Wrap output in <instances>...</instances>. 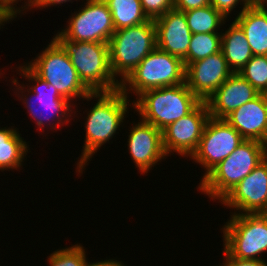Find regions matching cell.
<instances>
[{
	"label": "cell",
	"mask_w": 267,
	"mask_h": 266,
	"mask_svg": "<svg viewBox=\"0 0 267 266\" xmlns=\"http://www.w3.org/2000/svg\"><path fill=\"white\" fill-rule=\"evenodd\" d=\"M210 118L206 102L162 130V144L167 156L176 152L191 157L197 150L206 122Z\"/></svg>",
	"instance_id": "obj_12"
},
{
	"label": "cell",
	"mask_w": 267,
	"mask_h": 266,
	"mask_svg": "<svg viewBox=\"0 0 267 266\" xmlns=\"http://www.w3.org/2000/svg\"><path fill=\"white\" fill-rule=\"evenodd\" d=\"M211 5L210 0H174V9L185 12Z\"/></svg>",
	"instance_id": "obj_31"
},
{
	"label": "cell",
	"mask_w": 267,
	"mask_h": 266,
	"mask_svg": "<svg viewBox=\"0 0 267 266\" xmlns=\"http://www.w3.org/2000/svg\"><path fill=\"white\" fill-rule=\"evenodd\" d=\"M259 94H267V55L253 56L238 72Z\"/></svg>",
	"instance_id": "obj_25"
},
{
	"label": "cell",
	"mask_w": 267,
	"mask_h": 266,
	"mask_svg": "<svg viewBox=\"0 0 267 266\" xmlns=\"http://www.w3.org/2000/svg\"><path fill=\"white\" fill-rule=\"evenodd\" d=\"M219 202L233 214H267V158Z\"/></svg>",
	"instance_id": "obj_13"
},
{
	"label": "cell",
	"mask_w": 267,
	"mask_h": 266,
	"mask_svg": "<svg viewBox=\"0 0 267 266\" xmlns=\"http://www.w3.org/2000/svg\"><path fill=\"white\" fill-rule=\"evenodd\" d=\"M184 61L157 47L120 83V90L129 98L144 91L185 83Z\"/></svg>",
	"instance_id": "obj_7"
},
{
	"label": "cell",
	"mask_w": 267,
	"mask_h": 266,
	"mask_svg": "<svg viewBox=\"0 0 267 266\" xmlns=\"http://www.w3.org/2000/svg\"><path fill=\"white\" fill-rule=\"evenodd\" d=\"M68 25L53 36L57 41L108 43L115 32L111 12L103 0H86Z\"/></svg>",
	"instance_id": "obj_10"
},
{
	"label": "cell",
	"mask_w": 267,
	"mask_h": 266,
	"mask_svg": "<svg viewBox=\"0 0 267 266\" xmlns=\"http://www.w3.org/2000/svg\"><path fill=\"white\" fill-rule=\"evenodd\" d=\"M78 244L51 253L47 259L49 266H87L85 247Z\"/></svg>",
	"instance_id": "obj_26"
},
{
	"label": "cell",
	"mask_w": 267,
	"mask_h": 266,
	"mask_svg": "<svg viewBox=\"0 0 267 266\" xmlns=\"http://www.w3.org/2000/svg\"><path fill=\"white\" fill-rule=\"evenodd\" d=\"M258 95V91L245 78L233 73L206 101L210 117L225 119Z\"/></svg>",
	"instance_id": "obj_17"
},
{
	"label": "cell",
	"mask_w": 267,
	"mask_h": 266,
	"mask_svg": "<svg viewBox=\"0 0 267 266\" xmlns=\"http://www.w3.org/2000/svg\"><path fill=\"white\" fill-rule=\"evenodd\" d=\"M222 227L223 249L232 257L264 260L267 252V214H231Z\"/></svg>",
	"instance_id": "obj_9"
},
{
	"label": "cell",
	"mask_w": 267,
	"mask_h": 266,
	"mask_svg": "<svg viewBox=\"0 0 267 266\" xmlns=\"http://www.w3.org/2000/svg\"><path fill=\"white\" fill-rule=\"evenodd\" d=\"M187 25L192 34L198 33H221L218 32L226 19L212 5L191 9L184 12Z\"/></svg>",
	"instance_id": "obj_23"
},
{
	"label": "cell",
	"mask_w": 267,
	"mask_h": 266,
	"mask_svg": "<svg viewBox=\"0 0 267 266\" xmlns=\"http://www.w3.org/2000/svg\"><path fill=\"white\" fill-rule=\"evenodd\" d=\"M234 21L244 31L252 54L267 55V9L266 6L249 5Z\"/></svg>",
	"instance_id": "obj_19"
},
{
	"label": "cell",
	"mask_w": 267,
	"mask_h": 266,
	"mask_svg": "<svg viewBox=\"0 0 267 266\" xmlns=\"http://www.w3.org/2000/svg\"><path fill=\"white\" fill-rule=\"evenodd\" d=\"M156 47L154 20L115 31L108 41L112 74L121 83Z\"/></svg>",
	"instance_id": "obj_6"
},
{
	"label": "cell",
	"mask_w": 267,
	"mask_h": 266,
	"mask_svg": "<svg viewBox=\"0 0 267 266\" xmlns=\"http://www.w3.org/2000/svg\"><path fill=\"white\" fill-rule=\"evenodd\" d=\"M144 14L155 20L174 8L173 0H140Z\"/></svg>",
	"instance_id": "obj_27"
},
{
	"label": "cell",
	"mask_w": 267,
	"mask_h": 266,
	"mask_svg": "<svg viewBox=\"0 0 267 266\" xmlns=\"http://www.w3.org/2000/svg\"><path fill=\"white\" fill-rule=\"evenodd\" d=\"M26 64L70 102L75 98L95 100V92L80 80L65 48L54 37L36 58Z\"/></svg>",
	"instance_id": "obj_5"
},
{
	"label": "cell",
	"mask_w": 267,
	"mask_h": 266,
	"mask_svg": "<svg viewBox=\"0 0 267 266\" xmlns=\"http://www.w3.org/2000/svg\"><path fill=\"white\" fill-rule=\"evenodd\" d=\"M233 74L223 52L210 55L205 59L186 66L185 83L201 101L208 98Z\"/></svg>",
	"instance_id": "obj_14"
},
{
	"label": "cell",
	"mask_w": 267,
	"mask_h": 266,
	"mask_svg": "<svg viewBox=\"0 0 267 266\" xmlns=\"http://www.w3.org/2000/svg\"><path fill=\"white\" fill-rule=\"evenodd\" d=\"M211 5L218 10L225 18L230 17L231 12L238 6L242 5L239 15L248 5L246 0H210Z\"/></svg>",
	"instance_id": "obj_29"
},
{
	"label": "cell",
	"mask_w": 267,
	"mask_h": 266,
	"mask_svg": "<svg viewBox=\"0 0 267 266\" xmlns=\"http://www.w3.org/2000/svg\"><path fill=\"white\" fill-rule=\"evenodd\" d=\"M221 51L233 73H238L254 56L244 31L235 21L225 32L221 30Z\"/></svg>",
	"instance_id": "obj_20"
},
{
	"label": "cell",
	"mask_w": 267,
	"mask_h": 266,
	"mask_svg": "<svg viewBox=\"0 0 267 266\" xmlns=\"http://www.w3.org/2000/svg\"><path fill=\"white\" fill-rule=\"evenodd\" d=\"M87 266H126L122 261H118L116 259H106V260H100V261H96L94 263H87Z\"/></svg>",
	"instance_id": "obj_33"
},
{
	"label": "cell",
	"mask_w": 267,
	"mask_h": 266,
	"mask_svg": "<svg viewBox=\"0 0 267 266\" xmlns=\"http://www.w3.org/2000/svg\"><path fill=\"white\" fill-rule=\"evenodd\" d=\"M245 140L267 145V94H259L225 119Z\"/></svg>",
	"instance_id": "obj_18"
},
{
	"label": "cell",
	"mask_w": 267,
	"mask_h": 266,
	"mask_svg": "<svg viewBox=\"0 0 267 266\" xmlns=\"http://www.w3.org/2000/svg\"><path fill=\"white\" fill-rule=\"evenodd\" d=\"M21 2L23 0H0V9L13 21L18 14L21 16V14L25 13L26 11H29L28 9L33 4L34 0H24V5H19L21 7H17L16 4L18 2ZM16 3V4H15ZM17 7V8H16ZM25 11V12H24ZM22 12V13H21ZM21 13V14H20Z\"/></svg>",
	"instance_id": "obj_28"
},
{
	"label": "cell",
	"mask_w": 267,
	"mask_h": 266,
	"mask_svg": "<svg viewBox=\"0 0 267 266\" xmlns=\"http://www.w3.org/2000/svg\"><path fill=\"white\" fill-rule=\"evenodd\" d=\"M219 51H221V33L192 34L184 65L186 67Z\"/></svg>",
	"instance_id": "obj_24"
},
{
	"label": "cell",
	"mask_w": 267,
	"mask_h": 266,
	"mask_svg": "<svg viewBox=\"0 0 267 266\" xmlns=\"http://www.w3.org/2000/svg\"><path fill=\"white\" fill-rule=\"evenodd\" d=\"M132 102L139 119L161 131L201 103L186 83L144 91Z\"/></svg>",
	"instance_id": "obj_4"
},
{
	"label": "cell",
	"mask_w": 267,
	"mask_h": 266,
	"mask_svg": "<svg viewBox=\"0 0 267 266\" xmlns=\"http://www.w3.org/2000/svg\"><path fill=\"white\" fill-rule=\"evenodd\" d=\"M154 24L157 48L184 61L192 36L184 12L173 8L155 19Z\"/></svg>",
	"instance_id": "obj_16"
},
{
	"label": "cell",
	"mask_w": 267,
	"mask_h": 266,
	"mask_svg": "<svg viewBox=\"0 0 267 266\" xmlns=\"http://www.w3.org/2000/svg\"><path fill=\"white\" fill-rule=\"evenodd\" d=\"M18 67L17 70L20 75L27 79L28 82H31L32 85H29V87L25 85L27 86L26 88L19 84L18 78H14L11 79V81L16 89H13L15 93L18 92V98L22 100L29 115L34 119V123L37 125L36 127L40 129L38 131H44V128L47 130L54 129L56 131L57 128L68 124L71 116L77 114L76 111L72 109L75 105L74 102L72 103L68 99L62 97L55 87L40 78L27 64L24 63L23 66L21 65Z\"/></svg>",
	"instance_id": "obj_2"
},
{
	"label": "cell",
	"mask_w": 267,
	"mask_h": 266,
	"mask_svg": "<svg viewBox=\"0 0 267 266\" xmlns=\"http://www.w3.org/2000/svg\"><path fill=\"white\" fill-rule=\"evenodd\" d=\"M140 120L133 123L129 130L127 149L136 168L143 175L168 156L162 144V131L151 123Z\"/></svg>",
	"instance_id": "obj_15"
},
{
	"label": "cell",
	"mask_w": 267,
	"mask_h": 266,
	"mask_svg": "<svg viewBox=\"0 0 267 266\" xmlns=\"http://www.w3.org/2000/svg\"><path fill=\"white\" fill-rule=\"evenodd\" d=\"M248 5H258L265 6L267 4V0H246Z\"/></svg>",
	"instance_id": "obj_35"
},
{
	"label": "cell",
	"mask_w": 267,
	"mask_h": 266,
	"mask_svg": "<svg viewBox=\"0 0 267 266\" xmlns=\"http://www.w3.org/2000/svg\"><path fill=\"white\" fill-rule=\"evenodd\" d=\"M224 253V263L219 266H267L266 260H247V259H237L232 257L225 249ZM218 266V265H217Z\"/></svg>",
	"instance_id": "obj_30"
},
{
	"label": "cell",
	"mask_w": 267,
	"mask_h": 266,
	"mask_svg": "<svg viewBox=\"0 0 267 266\" xmlns=\"http://www.w3.org/2000/svg\"><path fill=\"white\" fill-rule=\"evenodd\" d=\"M111 12L115 31L140 25L149 19L144 14L140 0H103Z\"/></svg>",
	"instance_id": "obj_22"
},
{
	"label": "cell",
	"mask_w": 267,
	"mask_h": 266,
	"mask_svg": "<svg viewBox=\"0 0 267 266\" xmlns=\"http://www.w3.org/2000/svg\"><path fill=\"white\" fill-rule=\"evenodd\" d=\"M267 158V145L244 140L226 159L213 168L203 179L197 189L212 201H220L255 167Z\"/></svg>",
	"instance_id": "obj_3"
},
{
	"label": "cell",
	"mask_w": 267,
	"mask_h": 266,
	"mask_svg": "<svg viewBox=\"0 0 267 266\" xmlns=\"http://www.w3.org/2000/svg\"><path fill=\"white\" fill-rule=\"evenodd\" d=\"M11 22V19L0 9V29L2 28L1 26H5V23Z\"/></svg>",
	"instance_id": "obj_34"
},
{
	"label": "cell",
	"mask_w": 267,
	"mask_h": 266,
	"mask_svg": "<svg viewBox=\"0 0 267 266\" xmlns=\"http://www.w3.org/2000/svg\"><path fill=\"white\" fill-rule=\"evenodd\" d=\"M97 103L87 112L85 118V141L77 162V175H81L93 155L120 130V125L125 121L128 107L133 108V103L120 90L109 92H95ZM132 104V105H131ZM81 173V174H80Z\"/></svg>",
	"instance_id": "obj_1"
},
{
	"label": "cell",
	"mask_w": 267,
	"mask_h": 266,
	"mask_svg": "<svg viewBox=\"0 0 267 266\" xmlns=\"http://www.w3.org/2000/svg\"><path fill=\"white\" fill-rule=\"evenodd\" d=\"M29 149L28 143L21 137L18 128L14 129V126L0 127L1 171L20 169Z\"/></svg>",
	"instance_id": "obj_21"
},
{
	"label": "cell",
	"mask_w": 267,
	"mask_h": 266,
	"mask_svg": "<svg viewBox=\"0 0 267 266\" xmlns=\"http://www.w3.org/2000/svg\"><path fill=\"white\" fill-rule=\"evenodd\" d=\"M244 140L227 121L210 117L204 127L199 146L190 157L206 171L202 179Z\"/></svg>",
	"instance_id": "obj_11"
},
{
	"label": "cell",
	"mask_w": 267,
	"mask_h": 266,
	"mask_svg": "<svg viewBox=\"0 0 267 266\" xmlns=\"http://www.w3.org/2000/svg\"><path fill=\"white\" fill-rule=\"evenodd\" d=\"M58 42L65 48L80 80L91 92L120 89V81L111 71L108 43Z\"/></svg>",
	"instance_id": "obj_8"
},
{
	"label": "cell",
	"mask_w": 267,
	"mask_h": 266,
	"mask_svg": "<svg viewBox=\"0 0 267 266\" xmlns=\"http://www.w3.org/2000/svg\"><path fill=\"white\" fill-rule=\"evenodd\" d=\"M71 2L72 0H34L33 4L31 5V7L29 8V10H31L32 8H38V9H43V8H48L50 6H56V5H61L63 3L66 2ZM78 1V0H76Z\"/></svg>",
	"instance_id": "obj_32"
}]
</instances>
